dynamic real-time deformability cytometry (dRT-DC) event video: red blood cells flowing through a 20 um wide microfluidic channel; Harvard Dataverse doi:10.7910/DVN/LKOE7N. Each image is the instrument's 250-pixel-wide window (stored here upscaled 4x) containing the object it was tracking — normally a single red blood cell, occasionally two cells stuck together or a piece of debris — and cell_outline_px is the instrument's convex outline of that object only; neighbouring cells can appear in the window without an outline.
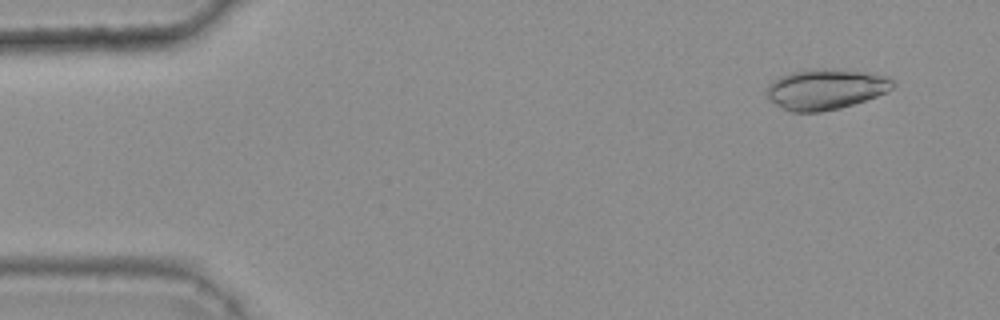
{"species": "common noctule bat (a hibernating species)", "species_latin": "Nyctalus noctula", "temperature_condition": "warm", "stored_images_in_passage": 13, "camera_frame_rate_fps": 3000, "um_per_image_px": 0.085, "animal": {"sex": "female", "body_mass_g": 25.1}, "frame": {"image": 1, "passage_image": 3, "time_ms": 0.667, "image_size_px": [1000, 320], "cell_outline_px": [[896, 84], [888, 92], [840, 108], [820, 112], [792, 112], [776, 104], [764, 92], [764, 88], [772, 80], [780, 76], [804, 68], [824, 68], [864, 72], [888, 76], [896, 80]], "centroid_in_image_um": [70.17, 7.56], "position_along_channel_um": 14.8, "area_um2": 30.06}}